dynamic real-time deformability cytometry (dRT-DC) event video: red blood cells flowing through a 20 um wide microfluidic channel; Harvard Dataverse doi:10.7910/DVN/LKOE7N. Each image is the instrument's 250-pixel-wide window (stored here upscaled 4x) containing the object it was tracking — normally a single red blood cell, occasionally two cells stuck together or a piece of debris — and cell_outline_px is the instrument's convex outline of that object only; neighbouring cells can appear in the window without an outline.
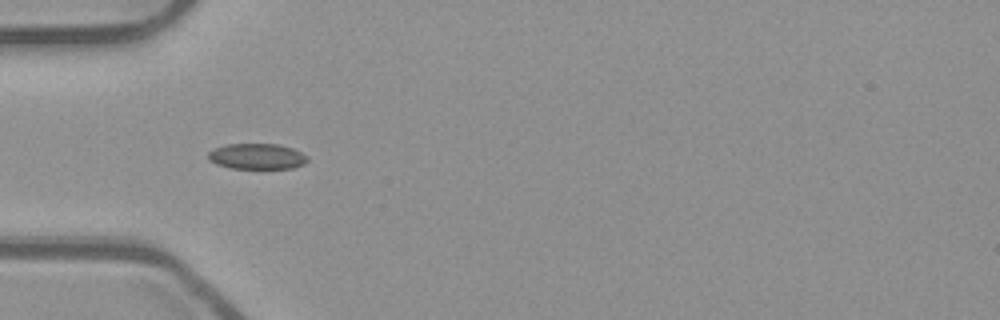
{"species": "common noctule bat (a hibernating species)", "species_latin": "Nyctalus noctula", "temperature_condition": "room temperature", "stored_images_in_passage": 37, "camera_frame_rate_fps": 3000, "um_per_image_px": 0.085, "animal": {"sex": "male", "body_mass_g": 23.1, "forearm_length_mm": 52.7}, "frame": {"image": 1, "passage_image": 1, "time_ms": 0.0, "image_size_px": [1000, 320], "cell_outline_px": [[308, 160], [304, 164], [292, 168], [228, 168], [216, 164], [208, 160], [208, 152], [212, 148], [228, 144], [280, 144], [292, 148], [308, 156]], "centroid_in_image_um": [21.81, 13.29], "position_along_channel_um": 63.2, "area_um2": 14.97}}
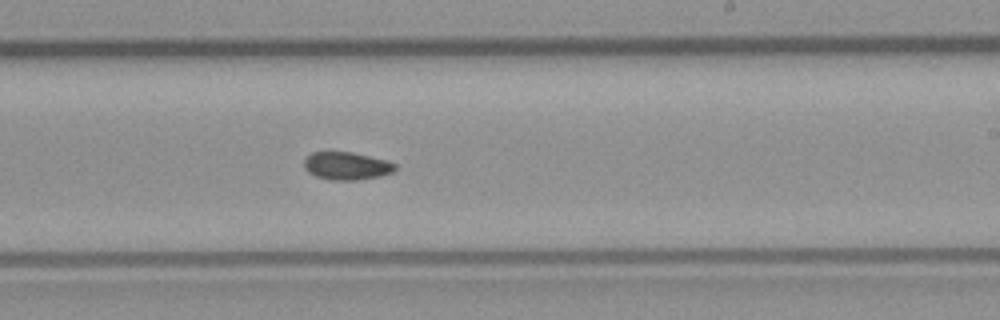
{"frame": {"image": 2, "passage_image": 16, "time_ms": 5.0, "image_size_px": [1000, 320], "cell_outline_px": [[396, 168], [392, 172], [380, 176], [356, 180], [332, 180], [316, 176], [308, 172], [304, 168], [304, 160], [312, 152], [352, 152], [388, 160], [396, 164]], "centroid_in_image_um": [29.47, 14.1], "position_along_channel_um": 259.5, "area_um2": 14.74}}
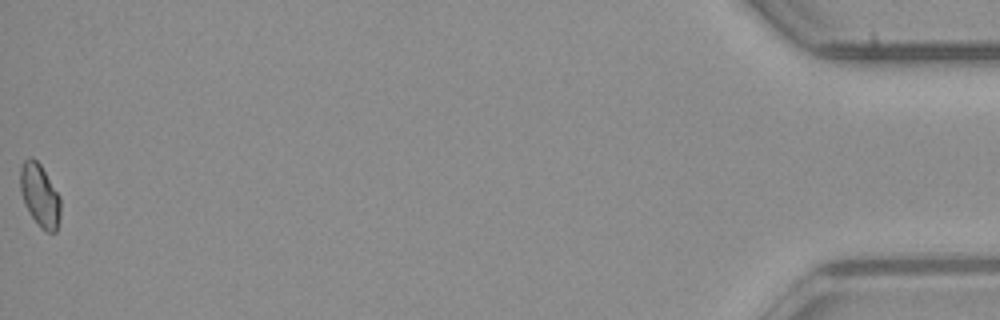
{"frame": {"image": 3, "passage_image": 37, "time_ms": 12.0, "image_size_px": [1000, 320], "cell_outline_px": [[60, 216], [56, 232], [48, 232], [40, 228], [24, 204], [20, 188], [20, 168], [24, 160], [36, 160], [40, 164], [60, 196]], "centroid_in_image_um": [3.39, 16.64], "position_along_channel_um": 431.8, "area_um2": 14.51}, "authors_computed_cell_mechanics": {"area_um2": 14.739, "velocity_mm_per_s": 3.941, "shape_relaxation_time_tau1_ms": null, "shape_relaxation_time_tau2_ms": 4.197, "deformation_change_tau1": null, "deformation_change_tau2": 0.0784}}